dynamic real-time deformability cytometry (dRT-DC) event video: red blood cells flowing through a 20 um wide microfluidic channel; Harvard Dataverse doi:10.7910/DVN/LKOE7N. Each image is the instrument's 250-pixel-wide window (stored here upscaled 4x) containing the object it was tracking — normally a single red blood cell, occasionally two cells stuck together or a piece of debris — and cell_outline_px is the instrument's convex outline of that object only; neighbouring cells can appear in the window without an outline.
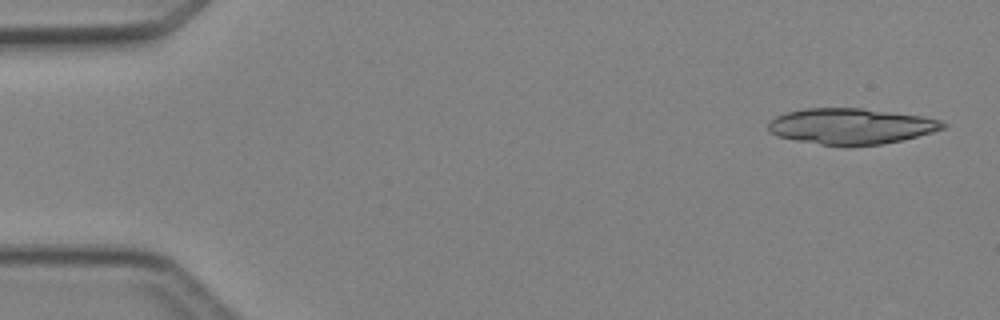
{"species": "Egyptian fruit bat (a non-hibernating species)", "species_latin": "Rousettus aegyptiacus", "temperature_condition": "cold", "stored_images_in_passage": 4, "camera_frame_rate_fps": 3000, "um_per_image_px": 0.085, "animal": {"sex": "female"}, "frame": {"image": 1, "passage_image": 1, "time_ms": 0.0, "image_size_px": [1000, 320], "cell_outline_px": [[948, 124], [944, 128], [932, 132], [884, 144], [848, 148], [820, 144], [796, 140], [776, 136], [768, 132], [768, 124], [776, 116], [788, 112], [804, 108], [860, 108], [924, 116], [940, 120]], "centroid_in_image_um": [72.32, 10.75], "position_along_channel_um": 12.7, "area_um2": 36.88}}